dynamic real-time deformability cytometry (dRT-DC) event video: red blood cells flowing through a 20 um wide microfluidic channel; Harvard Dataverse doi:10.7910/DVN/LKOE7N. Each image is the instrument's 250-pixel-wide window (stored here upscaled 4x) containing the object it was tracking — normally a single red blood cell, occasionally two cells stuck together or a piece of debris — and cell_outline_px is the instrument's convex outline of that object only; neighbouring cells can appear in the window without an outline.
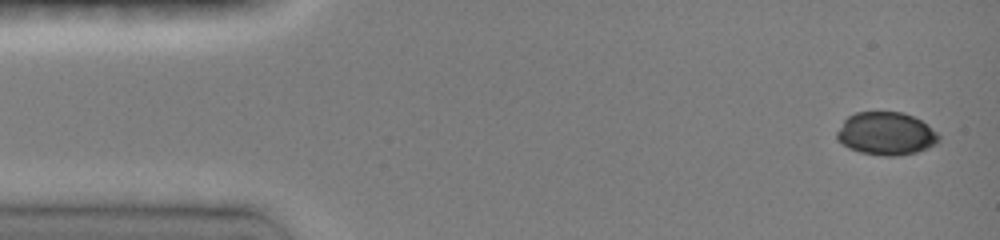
{"species": "common noctule bat (a hibernating species)", "species_latin": "Nyctalus noctula", "temperature_condition": "room temperature", "stored_images_in_passage": 25, "camera_frame_rate_fps": 3000, "um_per_image_px": 0.085, "animal": {"sex": "female", "body_mass_g": 19.0, "forearm_length_mm": 51.5}, "frame": {"image": 1, "passage_image": 1, "time_ms": 0.0, "image_size_px": [1000, 240], "cell_outline_px": [[940, 136], [936, 144], [928, 148], [916, 152], [892, 156], [884, 156], [860, 152], [848, 148], [836, 136], [836, 132], [844, 120], [848, 116], [856, 112], [904, 112], [920, 120], [936, 132]], "centroid_in_image_um": [75.31, 11.35], "position_along_channel_um": 9.7, "area_um2": 25.26}}
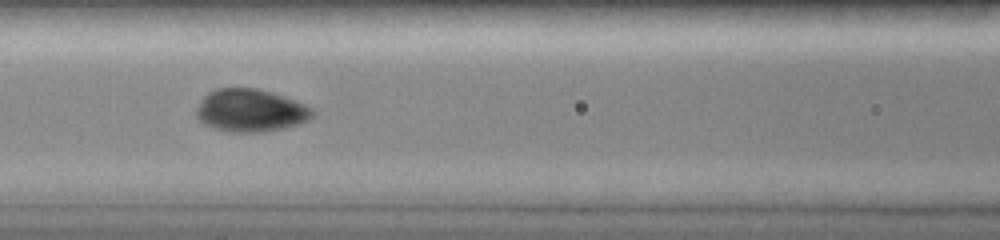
{"frame": {"image": 2, "passage_image": 9, "time_ms": 6.0, "image_size_px": [1000, 240], "cell_outline_px": [[316, 112], [308, 120], [300, 124], [284, 128], [264, 132], [232, 132], [216, 128], [204, 124], [196, 116], [196, 108], [200, 100], [208, 92], [216, 88], [256, 88], [272, 92], [296, 100], [312, 108]], "centroid_in_image_um": [21.31, 9.38], "position_along_channel_um": 145.3, "area_um2": 29.07}}
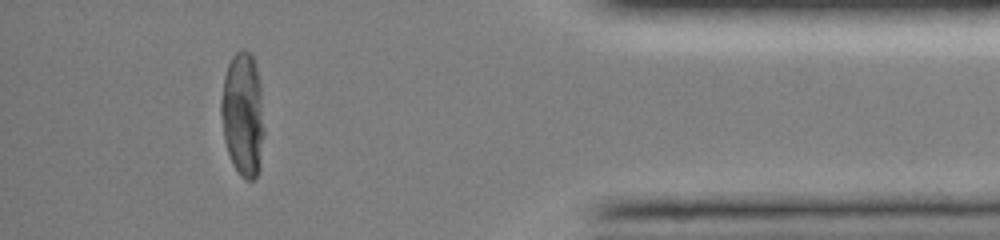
{"frame": {"image": 3, "passage_image": 23, "time_ms": 13.333, "image_size_px": [1000, 240], "cell_outline_px": [[264, 132], [260, 168], [256, 176], [252, 180], [244, 180], [240, 176], [232, 164], [224, 140], [220, 112], [220, 100], [224, 76], [228, 64], [232, 56], [240, 48], [244, 48], [252, 52], [256, 68], [260, 88], [264, 128]], "centroid_in_image_um": [20.63, 9.72], "position_along_channel_um": 414.6, "area_um2": 31.56}, "authors_computed_cell_mechanics": {"area_um2": 28.9578, "velocity_mm_per_s": 4.0844, "shape_relaxation_time_tau1_ms": 8.3109, "shape_relaxation_time_tau2_ms": null, "deformation_change_tau1": 0.2241, "deformation_change_tau2": null}}